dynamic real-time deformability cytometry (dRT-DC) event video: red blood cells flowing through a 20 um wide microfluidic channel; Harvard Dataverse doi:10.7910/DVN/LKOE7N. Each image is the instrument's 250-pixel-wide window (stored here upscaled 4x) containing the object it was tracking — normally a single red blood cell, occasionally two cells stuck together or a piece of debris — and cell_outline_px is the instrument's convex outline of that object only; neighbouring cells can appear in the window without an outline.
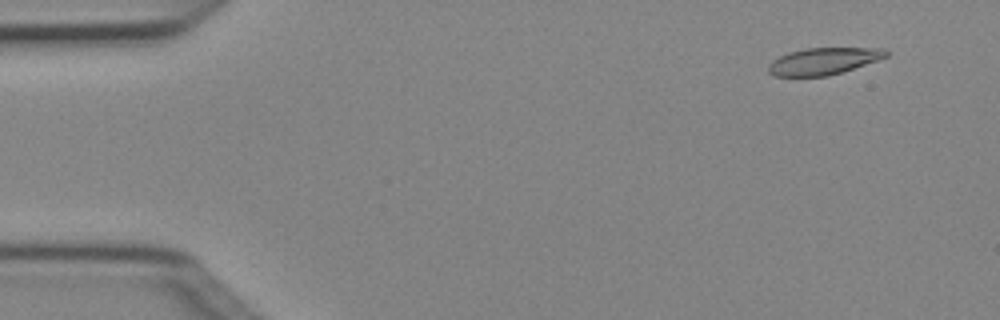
{"species": "Egyptian fruit bat (a non-hibernating species)", "species_latin": "Rousettus aegyptiacus", "temperature_condition": "cold", "stored_images_in_passage": 5, "camera_frame_rate_fps": 3000, "um_per_image_px": 0.085, "animal": {"sex": "female"}, "frame": {"image": 1, "passage_image": 1, "time_ms": 0.0, "image_size_px": [1000, 320], "cell_outline_px": [[888, 56], [880, 60], [828, 76], [772, 76], [768, 72], [768, 64], [772, 60], [788, 52], [804, 48], [884, 48], [888, 52]], "centroid_in_image_um": [69.99, 5.19], "position_along_channel_um": 15.0, "area_um2": 18.55}}